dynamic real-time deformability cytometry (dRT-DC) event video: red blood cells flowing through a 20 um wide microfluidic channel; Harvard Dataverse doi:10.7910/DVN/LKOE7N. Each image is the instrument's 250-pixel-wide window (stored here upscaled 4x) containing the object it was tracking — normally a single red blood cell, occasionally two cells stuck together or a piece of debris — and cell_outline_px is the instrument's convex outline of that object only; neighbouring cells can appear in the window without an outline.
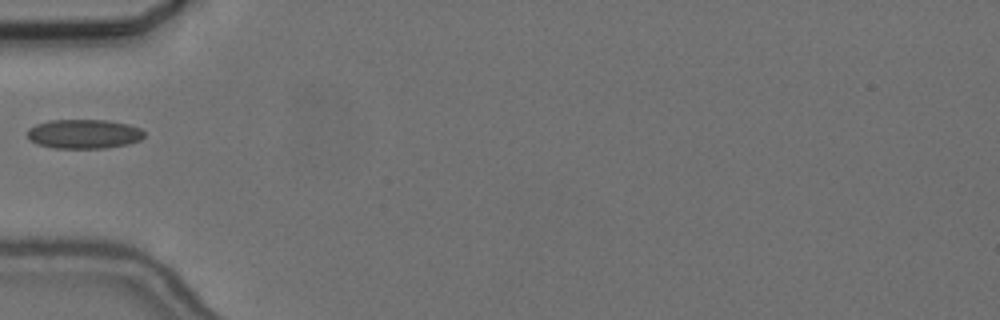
{"species": "common noctule bat (a hibernating species)", "species_latin": "Nyctalus noctula", "temperature_condition": "cold", "stored_images_in_passage": 38, "camera_frame_rate_fps": 3000, "um_per_image_px": 0.085, "animal": {"sex": "female", "body_mass_g": 24.6, "forearm_length_mm": 56.2}, "frame": {"image": 1, "passage_image": 1, "time_ms": 0.0, "image_size_px": [1000, 320], "cell_outline_px": [[144, 136], [140, 140], [128, 144], [104, 148], [56, 148], [36, 144], [28, 136], [28, 128], [36, 124], [48, 120], [104, 120], [128, 124], [140, 128], [144, 132]], "centroid_in_image_um": [7.13, 11.38], "position_along_channel_um": 77.9, "area_um2": 19.88}}
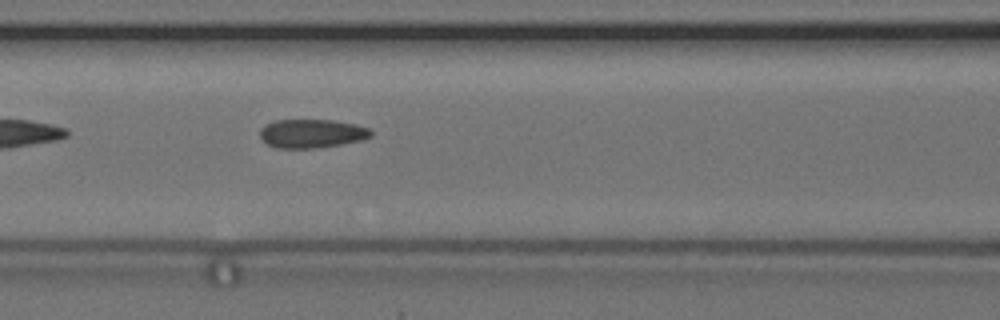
{"frame": {"image": 2, "passage_image": 6, "time_ms": 1.667, "image_size_px": [1000, 320], "cell_outline_px": [[372, 136], [360, 140], [340, 144], [316, 148], [276, 148], [268, 144], [260, 136], [260, 128], [264, 124], [276, 120], [332, 120], [356, 124], [368, 128], [372, 132]], "centroid_in_image_um": [26.48, 11.34], "position_along_channel_um": 140.1, "area_um2": 18.5}}
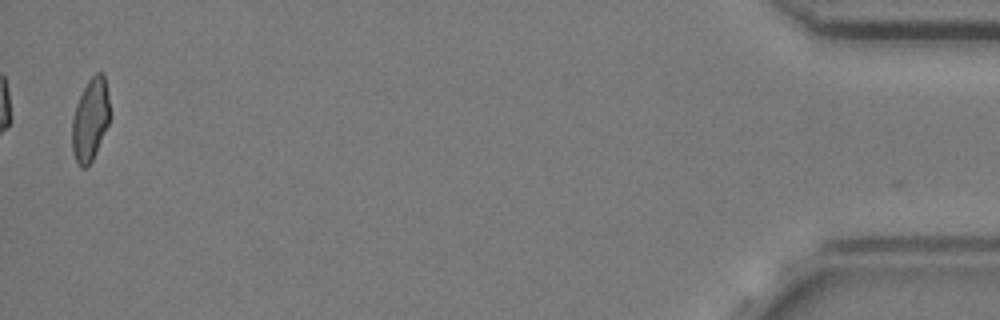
{"frame": {"image": 3, "passage_image": 37, "time_ms": 12.0, "image_size_px": [1000, 320], "cell_outline_px": [[108, 124], [96, 152], [92, 160], [84, 168], [80, 168], [72, 152], [72, 116], [76, 104], [88, 80], [96, 72], [104, 72], [108, 96]], "centroid_in_image_um": [7.65, 10.16], "position_along_channel_um": 427.6, "area_um2": 17.92}}